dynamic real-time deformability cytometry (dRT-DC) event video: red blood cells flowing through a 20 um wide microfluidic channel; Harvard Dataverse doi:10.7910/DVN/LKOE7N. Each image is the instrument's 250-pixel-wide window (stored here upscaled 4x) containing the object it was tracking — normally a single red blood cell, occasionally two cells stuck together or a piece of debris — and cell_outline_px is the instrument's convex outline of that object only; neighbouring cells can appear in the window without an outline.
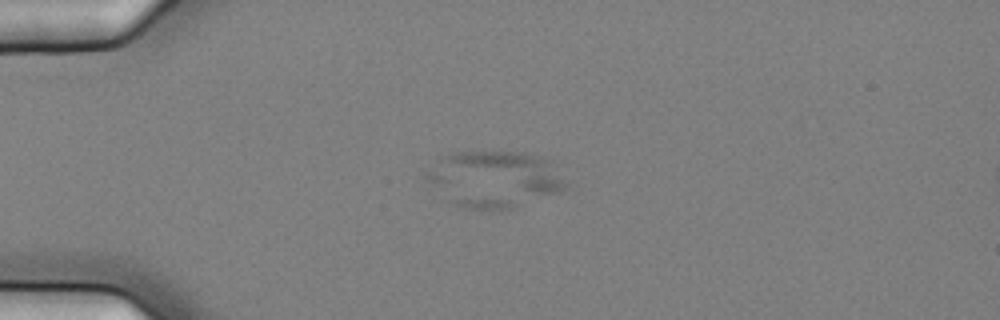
{"species": "common noctule bat (a hibernating species)", "species_latin": "Nyctalus noctula", "temperature_condition": "cold", "stored_images_in_passage": 4, "camera_frame_rate_fps": 3000, "um_per_image_px": 0.085, "animal": {"sex": "female", "body_mass_g": 25.1}, "frame": {"image": 1, "passage_image": 2, "time_ms": 0.333, "image_size_px": [1000, 320], "cell_outline_px": [[568, 184], [564, 188], [556, 192], [504, 212], [500, 212], [464, 208], [456, 204], [428, 180], [424, 176], [440, 156], [452, 152], [524, 152], [540, 156], [552, 160], [556, 164], [568, 180]], "centroid_in_image_um": [42.11, 15.22], "position_along_channel_um": 42.9, "area_um2": 46.18}}